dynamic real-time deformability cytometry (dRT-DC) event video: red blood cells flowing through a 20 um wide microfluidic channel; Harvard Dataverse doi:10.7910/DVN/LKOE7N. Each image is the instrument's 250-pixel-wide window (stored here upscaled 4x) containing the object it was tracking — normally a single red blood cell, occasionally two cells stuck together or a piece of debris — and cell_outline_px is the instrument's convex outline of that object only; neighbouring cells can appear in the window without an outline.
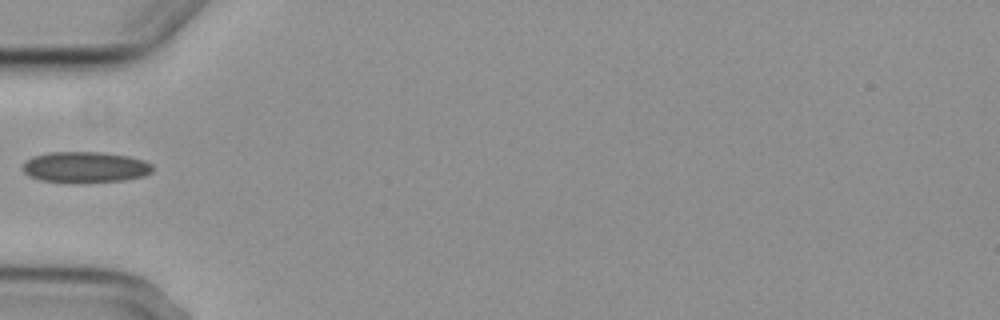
{"species": "common noctule bat (a hibernating species)", "species_latin": "Nyctalus noctula", "temperature_condition": "cold", "stored_images_in_passage": 2, "camera_frame_rate_fps": 3000, "um_per_image_px": 0.085, "animal": {"sex": "female", "body_mass_g": 29.2, "forearm_length_mm": 56.3}, "frame": {"image": 1, "passage_image": 2, "time_ms": 4.333, "image_size_px": [1000, 320], "cell_outline_px": [[152, 172], [144, 176], [124, 180], [80, 184], [40, 180], [28, 176], [24, 172], [24, 164], [32, 156], [48, 152], [100, 152], [128, 156], [144, 160], [152, 164]], "centroid_in_image_um": [7.25, 14.23], "position_along_channel_um": 77.7, "area_um2": 23.76}}